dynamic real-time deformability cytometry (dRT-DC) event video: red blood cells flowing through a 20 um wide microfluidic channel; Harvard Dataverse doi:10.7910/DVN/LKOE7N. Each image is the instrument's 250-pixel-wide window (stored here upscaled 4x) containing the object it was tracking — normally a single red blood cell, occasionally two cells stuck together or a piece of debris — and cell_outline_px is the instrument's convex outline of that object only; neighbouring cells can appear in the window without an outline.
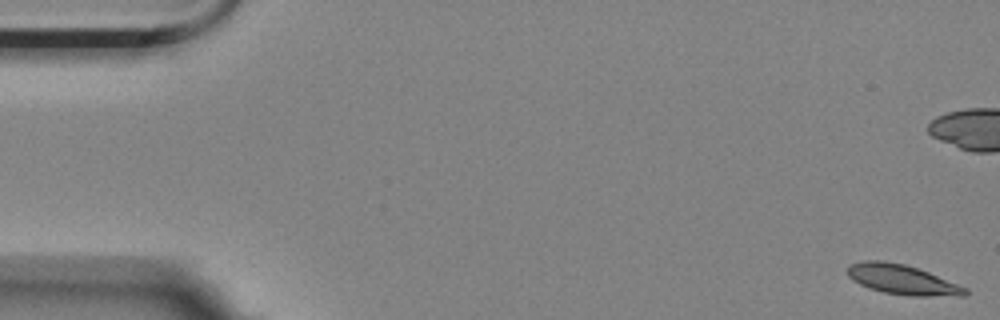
{"species": "Egyptian fruit bat (a non-hibernating species)", "species_latin": "Rousettus aegyptiacus", "temperature_condition": "room temperature", "stored_images_in_passage": 58, "camera_frame_rate_fps": 3000, "um_per_image_px": 0.085, "animal": {"sex": "female"}, "frame": {"image": 1, "passage_image": 1, "time_ms": 0.0, "image_size_px": [1000, 320], "cell_outline_px": [[968, 296], [908, 296], [884, 292], [868, 288], [852, 280], [848, 276], [848, 264], [864, 260], [884, 260], [904, 264], [928, 272], [968, 288]], "centroid_in_image_um": [76.69, 23.77], "position_along_channel_um": 8.3, "area_um2": 20.58}}
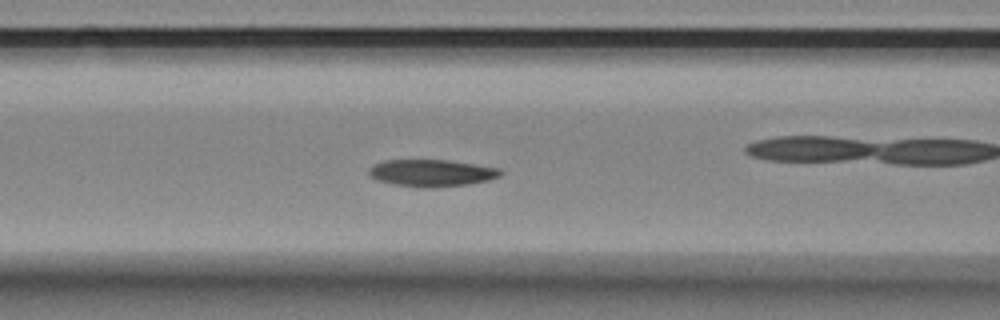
{"frame": {"image": 2, "passage_image": 23, "time_ms": 7.333, "image_size_px": [1000, 320], "cell_outline_px": [[504, 172], [500, 176], [488, 180], [468, 184], [428, 188], [420, 188], [392, 184], [376, 180], [368, 172], [368, 168], [384, 160], [448, 160], [476, 164], [500, 168]], "centroid_in_image_um": [36.7, 14.7], "position_along_channel_um": 129.9, "area_um2": 20.81}}
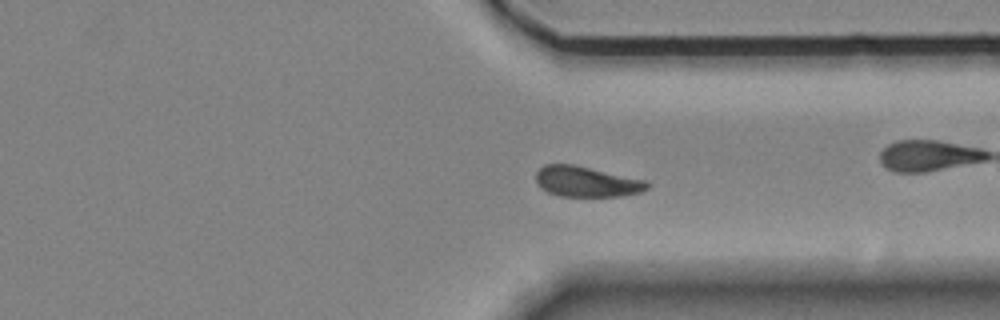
{"frame": {"image": 3, "passage_image": 43, "time_ms": 14.0, "image_size_px": [1000, 320], "cell_outline_px": [[652, 184], [648, 188], [640, 192], [624, 196], [560, 196], [548, 192], [540, 188], [536, 184], [536, 172], [544, 164], [572, 164], [648, 180]], "centroid_in_image_um": [49.88, 15.44], "position_along_channel_um": 361.5, "area_um2": 20.0}, "authors_computed_cell_mechanics": {"area_um2": 20.519, "velocity_mm_per_s": 3.4739, "shape_relaxation_time_tau1_ms": 10.0244, "shape_relaxation_time_tau2_ms": null, "deformation_change_tau1": 0.2153, "deformation_change_tau2": null}}